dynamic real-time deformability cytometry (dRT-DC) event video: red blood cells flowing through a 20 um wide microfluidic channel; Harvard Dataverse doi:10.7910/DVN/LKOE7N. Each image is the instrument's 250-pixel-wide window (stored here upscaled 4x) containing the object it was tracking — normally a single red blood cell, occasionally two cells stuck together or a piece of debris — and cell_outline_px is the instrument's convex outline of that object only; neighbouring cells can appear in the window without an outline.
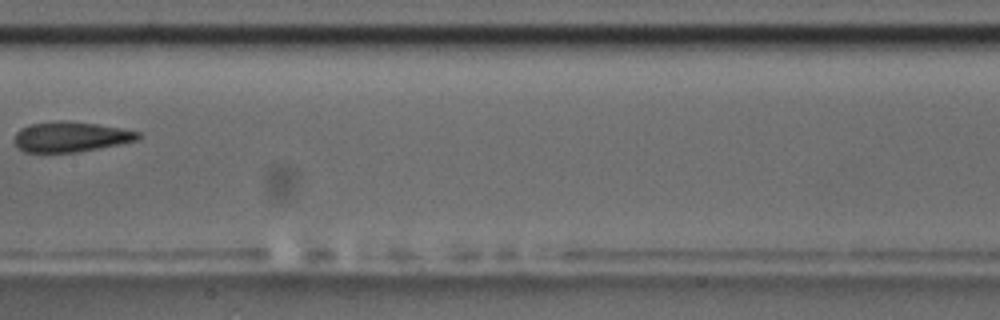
{"species": "common noctule bat (a hibernating species)", "species_latin": "Nyctalus noctula", "temperature_condition": "room temperature", "stored_images_in_passage": 5, "camera_frame_rate_fps": 3000, "um_per_image_px": 0.085, "animal": {"sex": "male", "body_mass_g": 17.5, "forearm_length_mm": 52.3}, "frame": {"image": 1, "passage_image": 4, "time_ms": 3.667, "image_size_px": [1000, 320], "cell_outline_px": [[144, 136], [140, 140], [120, 144], [76, 152], [24, 152], [12, 140], [16, 132], [20, 128], [28, 124], [56, 120], [64, 120], [96, 124], [120, 128], [140, 132]], "centroid_in_image_um": [6.01, 11.61], "position_along_channel_um": 201.4, "area_um2": 22.02}}
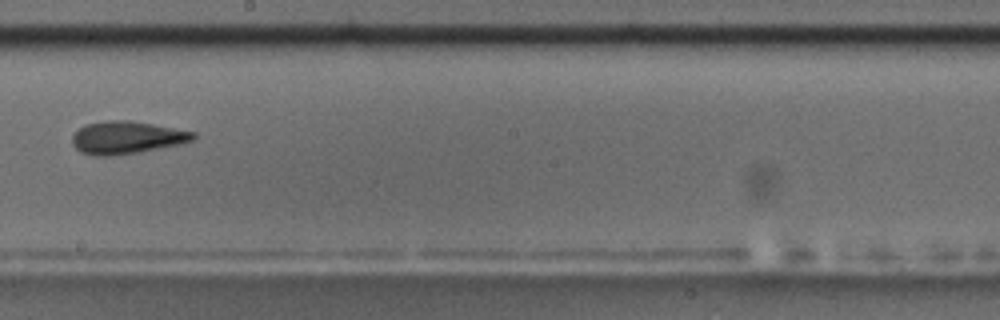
{"frame": {"image": 2, "passage_image": 5, "time_ms": 4.667, "image_size_px": [1000, 320], "cell_outline_px": [[196, 136], [192, 140], [180, 144], [140, 152], [112, 156], [92, 156], [80, 152], [72, 144], [72, 136], [84, 124], [108, 120], [128, 120], [152, 124], [196, 132]], "centroid_in_image_um": [10.74, 11.7], "position_along_channel_um": 237.5, "area_um2": 23.06}}